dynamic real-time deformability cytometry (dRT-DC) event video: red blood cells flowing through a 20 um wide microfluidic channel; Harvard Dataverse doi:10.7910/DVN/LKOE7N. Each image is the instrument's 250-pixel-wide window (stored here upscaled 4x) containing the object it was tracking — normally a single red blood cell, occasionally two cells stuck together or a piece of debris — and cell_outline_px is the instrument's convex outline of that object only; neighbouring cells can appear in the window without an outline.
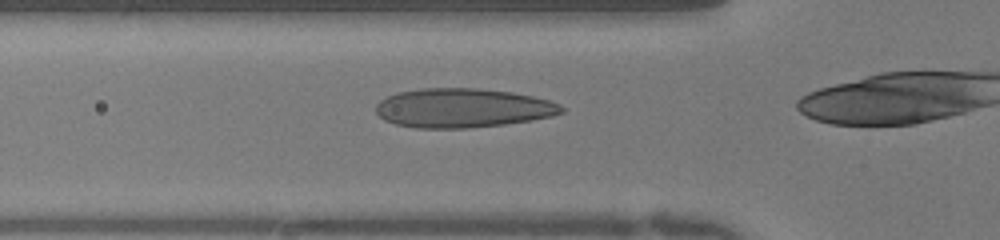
{"species": "human", "species_latin": "Homo sapiens", "temperature_condition": "warm", "stored_images_in_passage": 34, "camera_frame_rate_fps": 3000, "um_per_image_px": 0.085, "donor": {"sex": "female"}, "frame": {"image": 1, "passage_image": 11, "time_ms": 3.333, "image_size_px": [1000, 240], "cell_outline_px": [[564, 112], [552, 116], [532, 120], [504, 124], [468, 128], [416, 128], [396, 124], [384, 120], [376, 112], [376, 104], [380, 100], [396, 92], [420, 88], [476, 88], [512, 92], [532, 96], [548, 100], [560, 104], [564, 108]], "centroid_in_image_um": [39.32, 9.18], "position_along_channel_um": 86.5, "area_um2": 42.48}}
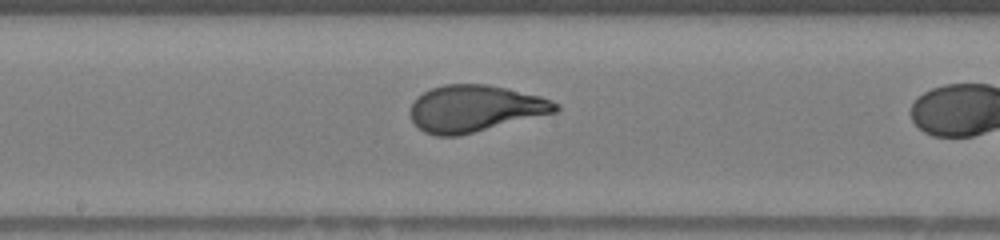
{"frame": {"image": 2, "passage_image": 20, "time_ms": 6.333, "image_size_px": [1000, 240], "cell_outline_px": [[560, 108], [556, 112], [460, 136], [436, 136], [424, 132], [412, 120], [408, 112], [412, 104], [424, 92], [432, 88], [444, 84], [488, 84], [540, 96], [552, 100], [560, 104]], "centroid_in_image_um": [40.38, 9.23], "position_along_channel_um": 207.8, "area_um2": 39.48}}
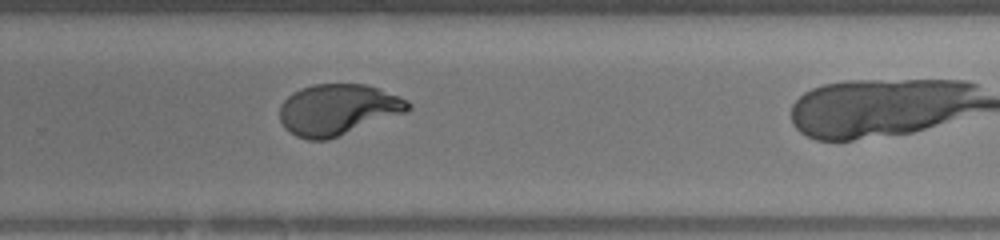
{"frame": {"image": 3, "passage_image": 27, "time_ms": 8.667, "image_size_px": [1000, 240], "cell_outline_px": [[412, 108], [408, 112], [328, 140], [308, 140], [296, 136], [288, 132], [284, 128], [280, 120], [280, 104], [292, 92], [300, 88], [312, 84], [364, 84], [376, 88], [408, 100], [412, 104]], "centroid_in_image_um": [28.7, 9.33], "position_along_channel_um": 301.1, "area_um2": 38.44}}